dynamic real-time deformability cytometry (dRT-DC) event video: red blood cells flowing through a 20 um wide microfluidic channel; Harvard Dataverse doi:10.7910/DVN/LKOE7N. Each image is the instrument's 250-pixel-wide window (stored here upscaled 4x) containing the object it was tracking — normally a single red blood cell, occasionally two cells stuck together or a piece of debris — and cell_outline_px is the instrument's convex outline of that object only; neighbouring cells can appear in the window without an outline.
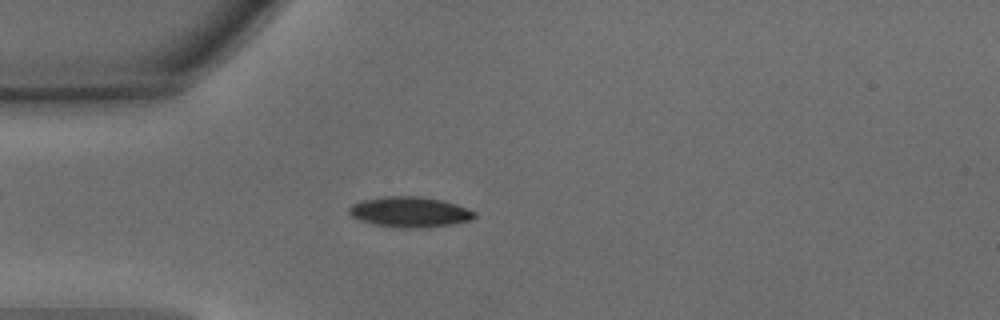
{"species": "common noctule bat (a hibernating species)", "species_latin": "Nyctalus noctula", "temperature_condition": "warm", "stored_images_in_passage": 45, "camera_frame_rate_fps": 3000, "um_per_image_px": 0.085, "animal": {"sex": "male", "body_mass_g": 15.6}, "frame": {"image": 1, "passage_image": 12, "time_ms": 3.667, "image_size_px": [1000, 320], "cell_outline_px": [[476, 216], [472, 220], [452, 224], [428, 228], [400, 228], [372, 224], [360, 220], [352, 216], [348, 212], [348, 208], [352, 204], [360, 200], [384, 196], [420, 196], [444, 200], [456, 204], [476, 212]], "centroid_in_image_um": [34.83, 18.02], "position_along_channel_um": 50.2, "area_um2": 22.6}}
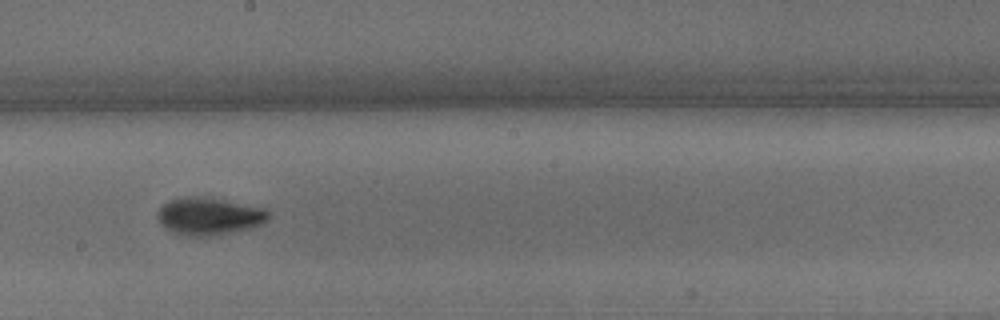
{"frame": {"image": 2, "passage_image": 25, "time_ms": 8.0, "image_size_px": [1000, 320], "cell_outline_px": [[272, 212], [268, 220], [260, 224], [248, 228], [228, 232], [204, 236], [188, 236], [164, 228], [160, 224], [156, 216], [156, 212], [168, 200], [188, 196], [192, 196], [220, 200], [264, 208]], "centroid_in_image_um": [17.73, 18.37], "position_along_channel_um": 230.5, "area_um2": 23.7}}
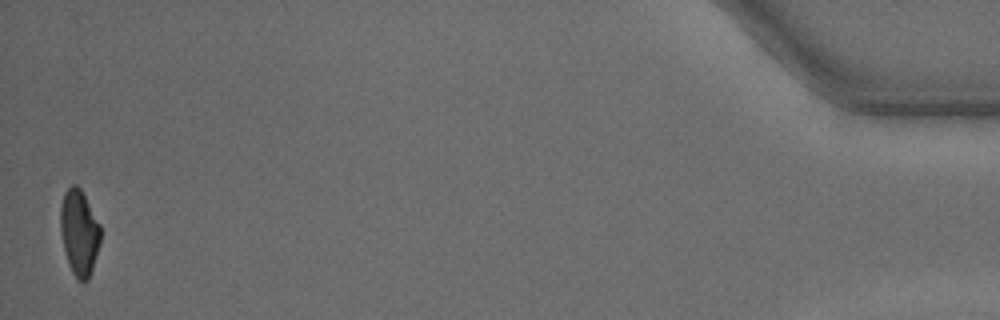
{"frame": {"image": 3, "passage_image": 45, "time_ms": 14.667, "image_size_px": [1000, 320], "cell_outline_px": [[100, 244], [88, 280], [76, 280], [72, 272], [64, 248], [60, 232], [60, 208], [64, 192], [72, 184], [76, 184], [80, 188], [100, 224]], "centroid_in_image_um": [6.73, 19.74], "position_along_channel_um": 428.5, "area_um2": 19.83}, "authors_computed_cell_mechanics": {"area_um2": 21.2704, "velocity_mm_per_s": 4.3755, "shape_relaxation_time_tau1_ms": 1.999, "shape_relaxation_time_tau2_ms": 2.844, "deformation_change_tau1": 0.1284, "deformation_change_tau2": 0.0728}}